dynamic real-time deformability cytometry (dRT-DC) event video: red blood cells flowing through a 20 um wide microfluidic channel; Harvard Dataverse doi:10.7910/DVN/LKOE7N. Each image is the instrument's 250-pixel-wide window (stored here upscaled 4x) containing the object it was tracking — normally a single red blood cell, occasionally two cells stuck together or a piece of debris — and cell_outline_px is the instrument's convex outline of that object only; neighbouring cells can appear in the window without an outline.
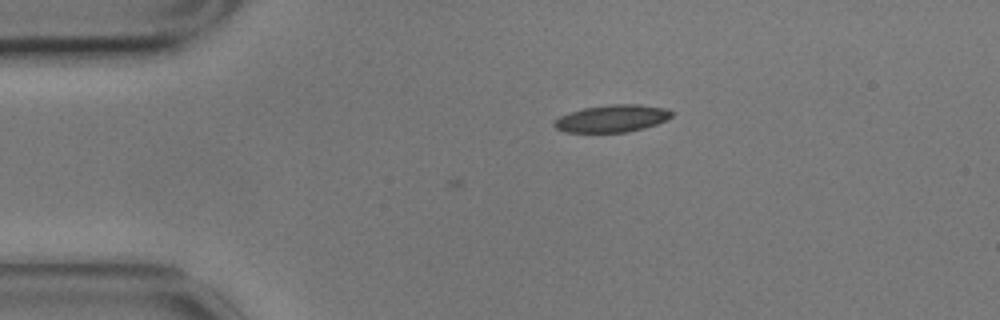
{"species": "common noctule bat (a hibernating species)", "species_latin": "Nyctalus noctula", "temperature_condition": "cold", "stored_images_in_passage": 4, "camera_frame_rate_fps": 3000, "um_per_image_px": 0.085, "animal": {"sex": "male", "body_mass_g": 17.9}, "frame": {"image": 1, "passage_image": 4, "time_ms": 1.0, "image_size_px": [1000, 320], "cell_outline_px": [[672, 116], [656, 124], [644, 128], [628, 132], [564, 132], [556, 128], [552, 124], [552, 120], [560, 116], [584, 108], [612, 104], [640, 104], [664, 108], [672, 112]], "centroid_in_image_um": [51.99, 10.07], "position_along_channel_um": 33.0, "area_um2": 18.55}}